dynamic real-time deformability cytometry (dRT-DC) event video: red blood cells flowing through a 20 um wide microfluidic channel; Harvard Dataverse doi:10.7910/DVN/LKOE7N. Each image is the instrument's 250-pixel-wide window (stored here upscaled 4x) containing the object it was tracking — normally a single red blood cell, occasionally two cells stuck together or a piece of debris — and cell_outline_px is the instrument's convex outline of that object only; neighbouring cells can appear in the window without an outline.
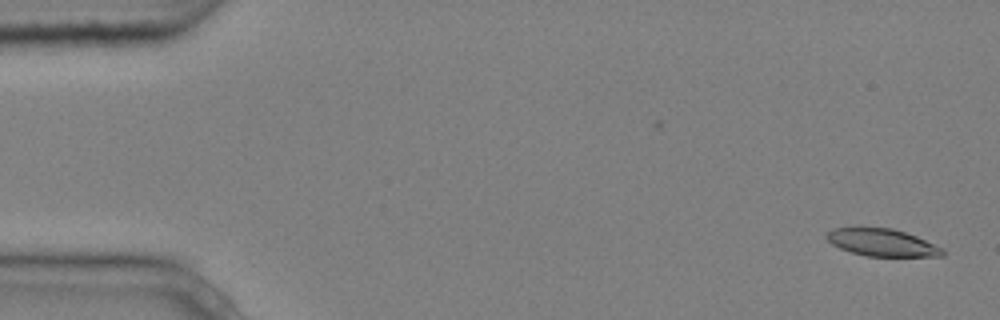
{"species": "common noctule bat (a hibernating species)", "species_latin": "Nyctalus noctula", "temperature_condition": "cold", "stored_images_in_passage": 2, "camera_frame_rate_fps": 3000, "um_per_image_px": 0.085, "animal": {"sex": "male", "body_mass_g": 20.4}, "frame": {"image": 1, "passage_image": 2, "time_ms": 0.333, "image_size_px": [1000, 320], "cell_outline_px": [[944, 256], [864, 256], [840, 248], [832, 244], [824, 236], [832, 228], [860, 224], [892, 228], [916, 236], [944, 248]], "centroid_in_image_um": [74.9, 20.56], "position_along_channel_um": 10.1, "area_um2": 19.19}}